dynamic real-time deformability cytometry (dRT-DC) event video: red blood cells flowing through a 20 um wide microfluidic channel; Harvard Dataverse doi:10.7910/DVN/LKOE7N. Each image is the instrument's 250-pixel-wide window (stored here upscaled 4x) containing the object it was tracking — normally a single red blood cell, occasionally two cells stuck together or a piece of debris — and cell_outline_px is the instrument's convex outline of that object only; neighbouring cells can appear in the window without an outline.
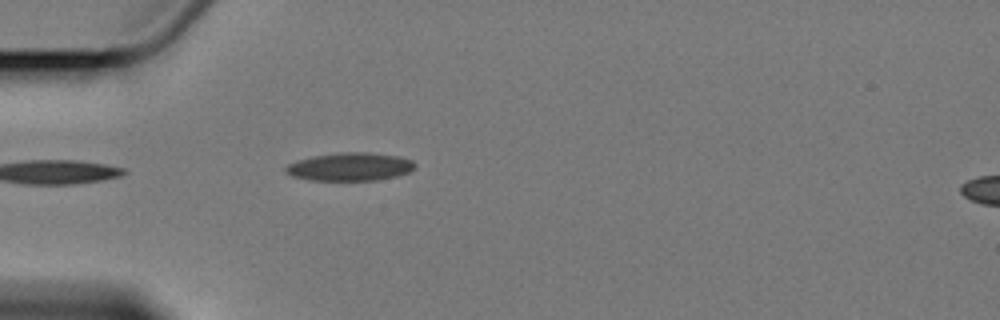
{"species": "Egyptian fruit bat (a non-hibernating species)", "species_latin": "Rousettus aegyptiacus", "temperature_condition": "cold", "stored_images_in_passage": 4, "camera_frame_rate_fps": 3000, "um_per_image_px": 0.085, "animal": {"sex": "female"}, "frame": {"image": 1, "passage_image": 4, "time_ms": 4.333, "image_size_px": [1000, 320], "cell_outline_px": [[416, 168], [408, 172], [396, 176], [376, 180], [308, 180], [292, 176], [284, 172], [284, 168], [288, 164], [296, 160], [312, 156], [340, 152], [368, 152], [400, 156], [412, 160], [416, 164]], "centroid_in_image_um": [29.74, 14.16], "position_along_channel_um": 55.3, "area_um2": 21.39}}